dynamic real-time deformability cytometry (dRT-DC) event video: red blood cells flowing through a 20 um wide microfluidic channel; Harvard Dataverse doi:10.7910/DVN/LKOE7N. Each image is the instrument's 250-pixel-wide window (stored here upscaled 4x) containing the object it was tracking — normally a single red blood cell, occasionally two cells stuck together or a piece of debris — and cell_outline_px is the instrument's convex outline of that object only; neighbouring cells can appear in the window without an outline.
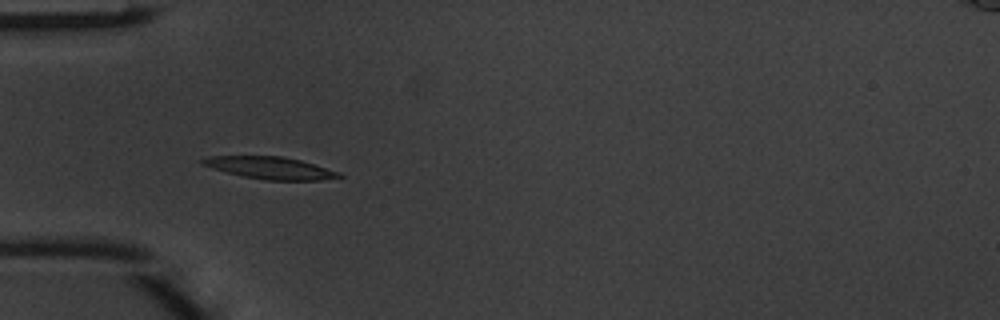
{"species": "common noctule bat (a hibernating species)", "species_latin": "Nyctalus noctula", "temperature_condition": "warm", "stored_images_in_passage": 45, "camera_frame_rate_fps": 3000, "um_per_image_px": 0.085, "animal": {"sex": "male", "body_mass_g": 20.1, "forearm_length_mm": 53.5}, "frame": {"image": 1, "passage_image": 11, "time_ms": 3.333, "image_size_px": [1000, 320], "cell_outline_px": [[344, 176], [320, 180], [264, 180], [244, 176], [212, 168], [200, 164], [200, 160], [208, 156], [284, 156], [300, 160], [340, 172]], "centroid_in_image_um": [22.96, 14.26], "position_along_channel_um": 62.0, "area_um2": 17.51}}
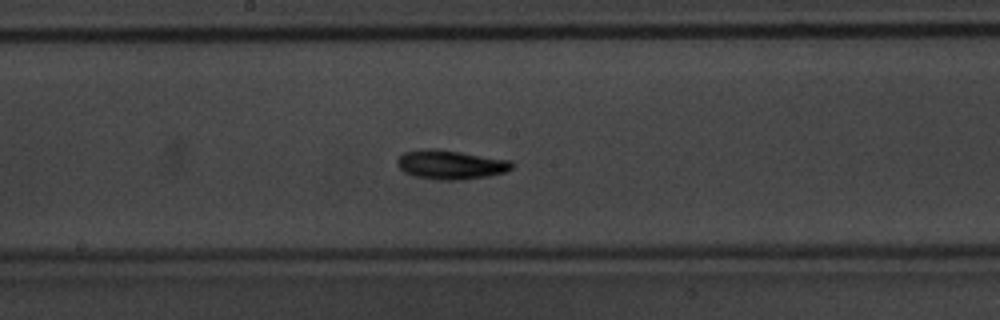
{"frame": {"image": 2, "passage_image": 22, "time_ms": 7.0, "image_size_px": [1000, 320], "cell_outline_px": [[516, 164], [512, 168], [504, 172], [488, 176], [464, 180], [436, 180], [416, 176], [404, 172], [396, 164], [396, 160], [404, 152], [424, 148], [436, 148], [512, 160]], "centroid_in_image_um": [38.32, 13.99], "position_along_channel_um": 209.9, "area_um2": 19.77}}
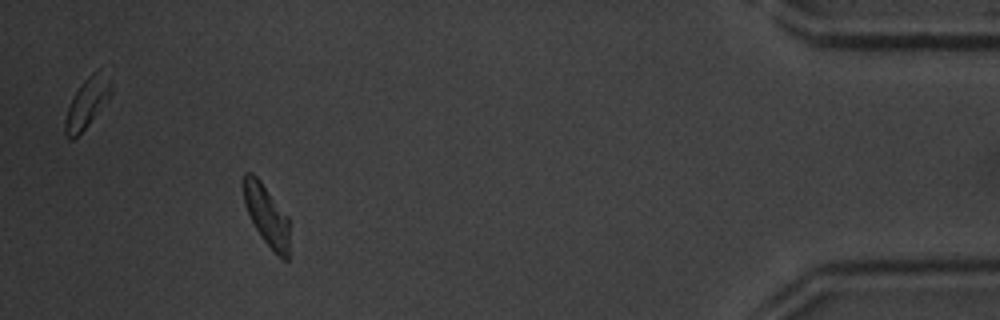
{"frame": {"image": 3, "passage_image": 41, "time_ms": 13.333, "image_size_px": [1000, 320], "cell_outline_px": [[288, 260], [284, 260], [264, 240], [256, 228], [244, 204], [244, 172], [252, 172], [260, 180], [288, 216]], "centroid_in_image_um": [22.66, 18.25], "position_along_channel_um": 412.5, "area_um2": 15.72}, "authors_computed_cell_mechanics": {"area_um2": 17.5134, "velocity_mm_per_s": 4.107, "shape_relaxation_time_tau1_ms": 1.7905, "shape_relaxation_time_tau2_ms": 6.6451, "deformation_change_tau1": 0.1229, "deformation_change_tau2": 0.1588}}